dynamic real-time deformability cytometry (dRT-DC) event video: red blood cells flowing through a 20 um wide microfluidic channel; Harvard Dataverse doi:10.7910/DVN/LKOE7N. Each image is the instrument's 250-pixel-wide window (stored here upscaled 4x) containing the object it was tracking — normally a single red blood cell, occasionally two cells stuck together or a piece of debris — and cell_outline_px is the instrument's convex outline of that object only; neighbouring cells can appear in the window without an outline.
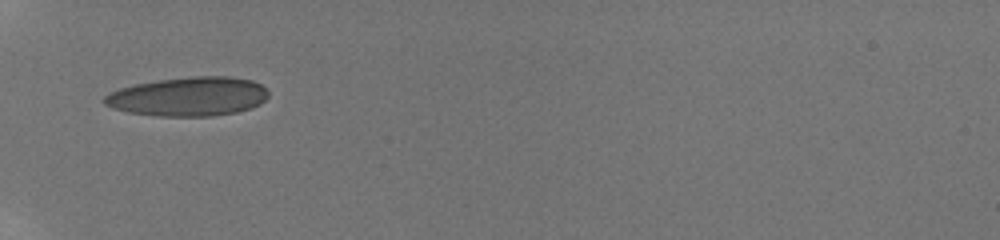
{"species": "human", "species_latin": "Homo sapiens", "temperature_condition": "room temperature", "stored_images_in_passage": 6, "camera_frame_rate_fps": 3000, "um_per_image_px": 0.085, "donor": {"sex": "male"}, "frame": {"image": 1, "passage_image": 1, "time_ms": 0.0, "image_size_px": [1000, 240], "cell_outline_px": [[268, 96], [260, 104], [252, 108], [236, 112], [212, 116], [160, 116], [128, 112], [112, 108], [104, 104], [100, 100], [108, 92], [120, 88], [136, 84], [160, 80], [192, 76], [228, 76], [252, 80], [268, 88]], "centroid_in_image_um": [16.02, 8.2], "position_along_channel_um": 69.0, "area_um2": 37.57}}
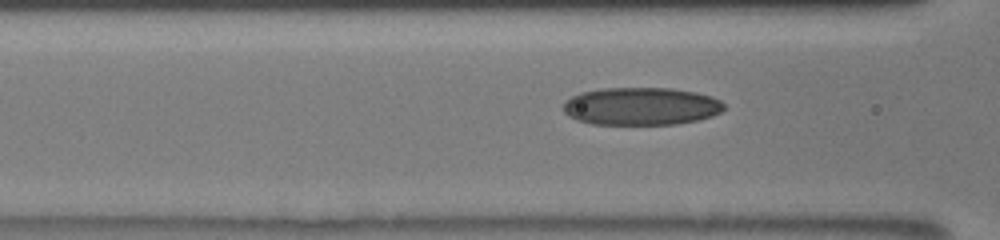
{"frame": {"image": 2, "passage_image": 5, "time_ms": 1.333, "image_size_px": [1000, 240], "cell_outline_px": [[724, 108], [720, 112], [712, 116], [700, 120], [676, 124], [592, 124], [576, 120], [568, 116], [564, 112], [564, 100], [580, 92], [600, 88], [672, 88], [696, 92], [712, 96], [720, 100], [724, 104]], "centroid_in_image_um": [54.49, 9.03], "position_along_channel_um": 112.1, "area_um2": 35.66}}